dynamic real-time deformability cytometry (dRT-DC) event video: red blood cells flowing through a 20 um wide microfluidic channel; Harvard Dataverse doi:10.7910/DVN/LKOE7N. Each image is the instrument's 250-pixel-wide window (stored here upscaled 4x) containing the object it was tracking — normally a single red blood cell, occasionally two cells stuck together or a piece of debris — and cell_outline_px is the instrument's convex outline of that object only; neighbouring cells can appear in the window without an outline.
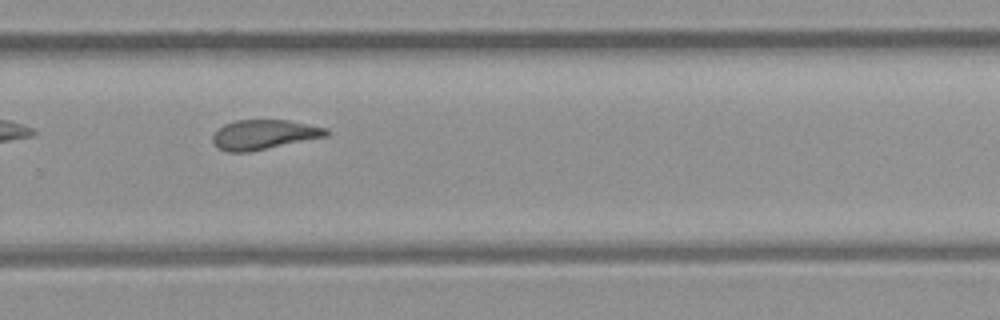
{"species": "common noctule bat (a hibernating species)", "species_latin": "Nyctalus noctula", "temperature_condition": "room temperature", "stored_images_in_passage": 13, "camera_frame_rate_fps": 3000, "um_per_image_px": 0.085, "animal": {"sex": "female", "body_mass_g": 21.9}, "frame": {"image": 1, "passage_image": 9, "time_ms": 9.333, "image_size_px": [1000, 320], "cell_outline_px": [[332, 132], [328, 136], [248, 152], [228, 152], [220, 148], [212, 140], [212, 136], [224, 124], [236, 120], [288, 120], [328, 128]], "centroid_in_image_um": [22.49, 11.43], "position_along_channel_um": 307.3, "area_um2": 19.54}}
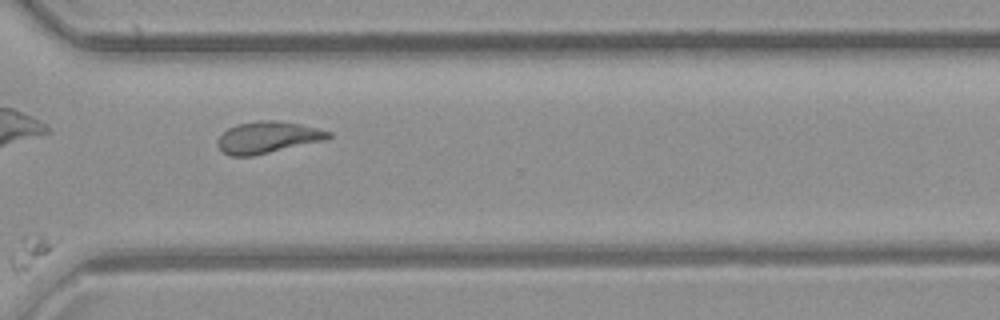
{"frame": {"image": 2, "passage_image": 10, "time_ms": 10.333, "image_size_px": [1000, 320], "cell_outline_px": [[332, 136], [328, 140], [252, 156], [232, 156], [224, 152], [216, 144], [216, 140], [228, 128], [236, 124], [256, 120], [272, 120], [300, 124], [320, 128], [332, 132]], "centroid_in_image_um": [22.79, 11.67], "position_along_channel_um": 347.8, "area_um2": 20.69}}